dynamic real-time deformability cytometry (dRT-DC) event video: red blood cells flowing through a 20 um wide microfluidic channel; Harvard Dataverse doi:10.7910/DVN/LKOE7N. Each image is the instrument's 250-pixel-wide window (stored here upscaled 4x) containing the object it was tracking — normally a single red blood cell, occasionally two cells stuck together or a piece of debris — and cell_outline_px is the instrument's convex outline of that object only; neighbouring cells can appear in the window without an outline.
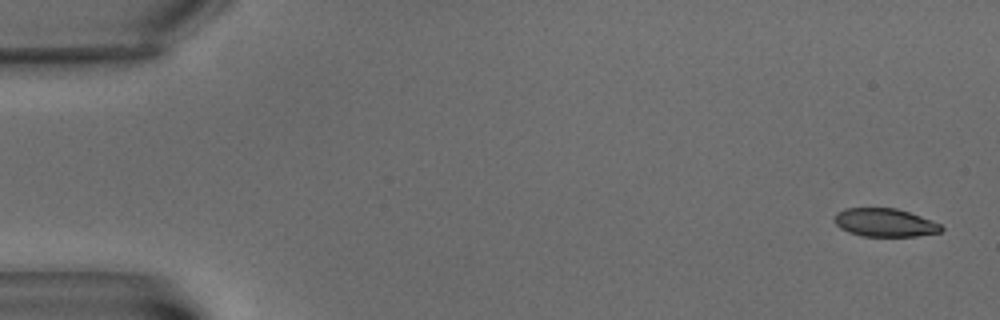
{"species": "common noctule bat (a hibernating species)", "species_latin": "Nyctalus noctula", "temperature_condition": "warm", "stored_images_in_passage": 6, "camera_frame_rate_fps": 3000, "um_per_image_px": 0.085, "animal": {"sex": "male", "body_mass_g": 15.6}, "frame": {"image": 1, "passage_image": 1, "time_ms": 0.0, "image_size_px": [1000, 320], "cell_outline_px": [[944, 228], [940, 232], [916, 236], [864, 236], [848, 232], [840, 228], [832, 220], [836, 212], [844, 208], [896, 208], [920, 216], [940, 224]], "centroid_in_image_um": [75.16, 18.91], "position_along_channel_um": 9.8, "area_um2": 17.57}}
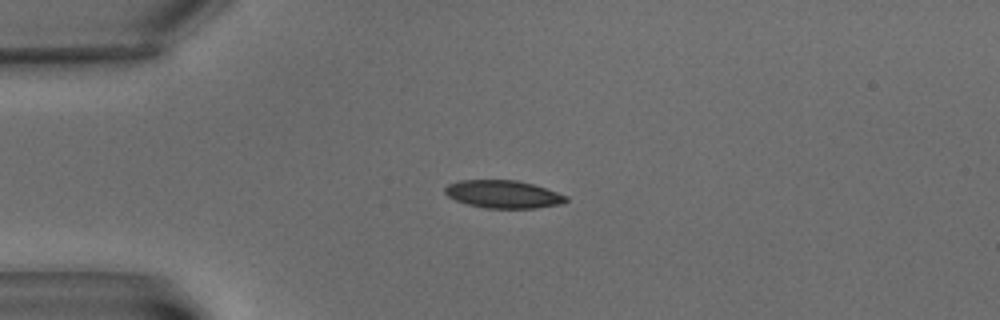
{"frame": {"image": 2, "passage_image": 5, "time_ms": 5.0, "image_size_px": [1000, 320], "cell_outline_px": [[568, 200], [564, 204], [536, 208], [484, 208], [468, 204], [456, 200], [448, 196], [444, 192], [444, 188], [448, 184], [460, 180], [516, 180], [532, 184], [568, 196]], "centroid_in_image_um": [42.78, 16.51], "position_along_channel_um": 42.2, "area_um2": 19.59}}